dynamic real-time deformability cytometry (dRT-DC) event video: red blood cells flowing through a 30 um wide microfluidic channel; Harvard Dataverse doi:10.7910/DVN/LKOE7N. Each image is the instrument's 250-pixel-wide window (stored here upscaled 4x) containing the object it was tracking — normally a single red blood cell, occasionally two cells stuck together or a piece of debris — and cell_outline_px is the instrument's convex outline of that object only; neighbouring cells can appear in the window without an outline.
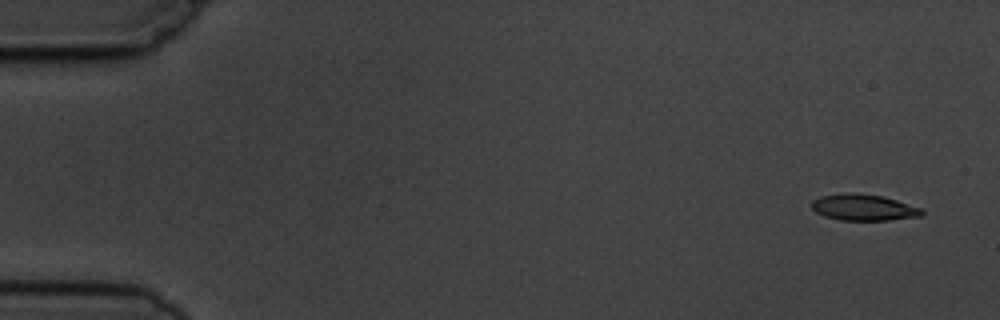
{"species": "common noctule bat (a hibernating species)", "species_latin": "Nyctalus noctula", "temperature_condition": "cold", "stored_images_in_passage": 5, "segment_of_instrument_passage": [1, 2], "camera_frame_rate_fps": 3000, "um_per_image_px": 0.085, "animal": {"sex": "male", "body_mass_g": 19.5, "forearm_length_mm": 54.6}, "frame": {"image": 1, "passage_image": 1, "time_ms": 0.0, "image_size_px": [1000, 320], "cell_outline_px": [[924, 212], [920, 216], [888, 220], [840, 220], [824, 216], [816, 212], [812, 208], [812, 200], [820, 196], [848, 192], [852, 192], [884, 196], [920, 208]], "centroid_in_image_um": [73.37, 17.62], "position_along_channel_um": 11.6, "area_um2": 16.82}}